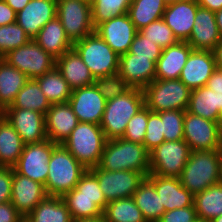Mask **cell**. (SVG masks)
<instances>
[{
    "label": "cell",
    "instance_id": "cell-1",
    "mask_svg": "<svg viewBox=\"0 0 222 222\" xmlns=\"http://www.w3.org/2000/svg\"><path fill=\"white\" fill-rule=\"evenodd\" d=\"M222 173V149L194 150L179 177L181 185L192 195L220 183Z\"/></svg>",
    "mask_w": 222,
    "mask_h": 222
},
{
    "label": "cell",
    "instance_id": "cell-2",
    "mask_svg": "<svg viewBox=\"0 0 222 222\" xmlns=\"http://www.w3.org/2000/svg\"><path fill=\"white\" fill-rule=\"evenodd\" d=\"M98 167L107 171L150 173L149 151L144 145L123 138L107 140Z\"/></svg>",
    "mask_w": 222,
    "mask_h": 222
},
{
    "label": "cell",
    "instance_id": "cell-3",
    "mask_svg": "<svg viewBox=\"0 0 222 222\" xmlns=\"http://www.w3.org/2000/svg\"><path fill=\"white\" fill-rule=\"evenodd\" d=\"M144 106V93L139 88H130L124 94L107 100L100 123L106 139L122 138L129 120Z\"/></svg>",
    "mask_w": 222,
    "mask_h": 222
},
{
    "label": "cell",
    "instance_id": "cell-4",
    "mask_svg": "<svg viewBox=\"0 0 222 222\" xmlns=\"http://www.w3.org/2000/svg\"><path fill=\"white\" fill-rule=\"evenodd\" d=\"M49 172L45 184L48 196H60L71 191L88 170L63 146L53 148L48 162Z\"/></svg>",
    "mask_w": 222,
    "mask_h": 222
},
{
    "label": "cell",
    "instance_id": "cell-5",
    "mask_svg": "<svg viewBox=\"0 0 222 222\" xmlns=\"http://www.w3.org/2000/svg\"><path fill=\"white\" fill-rule=\"evenodd\" d=\"M107 139L100 125L79 122L63 146L86 169L98 166Z\"/></svg>",
    "mask_w": 222,
    "mask_h": 222
},
{
    "label": "cell",
    "instance_id": "cell-6",
    "mask_svg": "<svg viewBox=\"0 0 222 222\" xmlns=\"http://www.w3.org/2000/svg\"><path fill=\"white\" fill-rule=\"evenodd\" d=\"M145 106L153 112L187 110L191 90L180 79H154L143 89Z\"/></svg>",
    "mask_w": 222,
    "mask_h": 222
},
{
    "label": "cell",
    "instance_id": "cell-7",
    "mask_svg": "<svg viewBox=\"0 0 222 222\" xmlns=\"http://www.w3.org/2000/svg\"><path fill=\"white\" fill-rule=\"evenodd\" d=\"M93 77L101 78L119 70V55L97 34L92 33L73 44Z\"/></svg>",
    "mask_w": 222,
    "mask_h": 222
},
{
    "label": "cell",
    "instance_id": "cell-8",
    "mask_svg": "<svg viewBox=\"0 0 222 222\" xmlns=\"http://www.w3.org/2000/svg\"><path fill=\"white\" fill-rule=\"evenodd\" d=\"M190 153L191 149L183 139L164 141L149 152L150 174L179 178Z\"/></svg>",
    "mask_w": 222,
    "mask_h": 222
},
{
    "label": "cell",
    "instance_id": "cell-9",
    "mask_svg": "<svg viewBox=\"0 0 222 222\" xmlns=\"http://www.w3.org/2000/svg\"><path fill=\"white\" fill-rule=\"evenodd\" d=\"M56 11V16L73 44L95 32L89 3L82 0H57Z\"/></svg>",
    "mask_w": 222,
    "mask_h": 222
},
{
    "label": "cell",
    "instance_id": "cell-10",
    "mask_svg": "<svg viewBox=\"0 0 222 222\" xmlns=\"http://www.w3.org/2000/svg\"><path fill=\"white\" fill-rule=\"evenodd\" d=\"M3 59L29 79L43 76L56 66V58L43 50L34 40L9 51Z\"/></svg>",
    "mask_w": 222,
    "mask_h": 222
},
{
    "label": "cell",
    "instance_id": "cell-11",
    "mask_svg": "<svg viewBox=\"0 0 222 222\" xmlns=\"http://www.w3.org/2000/svg\"><path fill=\"white\" fill-rule=\"evenodd\" d=\"M183 140L194 150L222 149V129L218 122L193 115L185 110Z\"/></svg>",
    "mask_w": 222,
    "mask_h": 222
},
{
    "label": "cell",
    "instance_id": "cell-12",
    "mask_svg": "<svg viewBox=\"0 0 222 222\" xmlns=\"http://www.w3.org/2000/svg\"><path fill=\"white\" fill-rule=\"evenodd\" d=\"M57 143L49 139L39 143L25 144L13 169L23 176L40 182L45 186L49 167L48 162Z\"/></svg>",
    "mask_w": 222,
    "mask_h": 222
},
{
    "label": "cell",
    "instance_id": "cell-13",
    "mask_svg": "<svg viewBox=\"0 0 222 222\" xmlns=\"http://www.w3.org/2000/svg\"><path fill=\"white\" fill-rule=\"evenodd\" d=\"M89 170L97 177L107 202L133 197L140 183L146 178L138 171H107L98 166Z\"/></svg>",
    "mask_w": 222,
    "mask_h": 222
},
{
    "label": "cell",
    "instance_id": "cell-14",
    "mask_svg": "<svg viewBox=\"0 0 222 222\" xmlns=\"http://www.w3.org/2000/svg\"><path fill=\"white\" fill-rule=\"evenodd\" d=\"M1 114L21 136L24 144L39 143L47 139L45 114L20 108H6Z\"/></svg>",
    "mask_w": 222,
    "mask_h": 222
},
{
    "label": "cell",
    "instance_id": "cell-15",
    "mask_svg": "<svg viewBox=\"0 0 222 222\" xmlns=\"http://www.w3.org/2000/svg\"><path fill=\"white\" fill-rule=\"evenodd\" d=\"M106 99L95 84L72 90L68 103L79 122L100 125L105 110Z\"/></svg>",
    "mask_w": 222,
    "mask_h": 222
},
{
    "label": "cell",
    "instance_id": "cell-16",
    "mask_svg": "<svg viewBox=\"0 0 222 222\" xmlns=\"http://www.w3.org/2000/svg\"><path fill=\"white\" fill-rule=\"evenodd\" d=\"M137 31L128 14L111 18L95 28V33L119 56L129 52Z\"/></svg>",
    "mask_w": 222,
    "mask_h": 222
},
{
    "label": "cell",
    "instance_id": "cell-17",
    "mask_svg": "<svg viewBox=\"0 0 222 222\" xmlns=\"http://www.w3.org/2000/svg\"><path fill=\"white\" fill-rule=\"evenodd\" d=\"M47 196L43 184L18 174L13 169L11 203L23 217H27Z\"/></svg>",
    "mask_w": 222,
    "mask_h": 222
},
{
    "label": "cell",
    "instance_id": "cell-18",
    "mask_svg": "<svg viewBox=\"0 0 222 222\" xmlns=\"http://www.w3.org/2000/svg\"><path fill=\"white\" fill-rule=\"evenodd\" d=\"M57 0H30L16 13V23L33 40L50 20L56 17Z\"/></svg>",
    "mask_w": 222,
    "mask_h": 222
},
{
    "label": "cell",
    "instance_id": "cell-19",
    "mask_svg": "<svg viewBox=\"0 0 222 222\" xmlns=\"http://www.w3.org/2000/svg\"><path fill=\"white\" fill-rule=\"evenodd\" d=\"M216 69L213 51L192 49L179 79L194 90L206 86Z\"/></svg>",
    "mask_w": 222,
    "mask_h": 222
},
{
    "label": "cell",
    "instance_id": "cell-20",
    "mask_svg": "<svg viewBox=\"0 0 222 222\" xmlns=\"http://www.w3.org/2000/svg\"><path fill=\"white\" fill-rule=\"evenodd\" d=\"M198 7L196 0H179L166 6L163 20L178 41L187 42L189 40Z\"/></svg>",
    "mask_w": 222,
    "mask_h": 222
},
{
    "label": "cell",
    "instance_id": "cell-21",
    "mask_svg": "<svg viewBox=\"0 0 222 222\" xmlns=\"http://www.w3.org/2000/svg\"><path fill=\"white\" fill-rule=\"evenodd\" d=\"M118 72L131 88L143 90L155 79L156 63L127 52L119 56Z\"/></svg>",
    "mask_w": 222,
    "mask_h": 222
},
{
    "label": "cell",
    "instance_id": "cell-22",
    "mask_svg": "<svg viewBox=\"0 0 222 222\" xmlns=\"http://www.w3.org/2000/svg\"><path fill=\"white\" fill-rule=\"evenodd\" d=\"M78 123V118L68 102L51 104L45 114L47 139L51 142L62 144Z\"/></svg>",
    "mask_w": 222,
    "mask_h": 222
},
{
    "label": "cell",
    "instance_id": "cell-23",
    "mask_svg": "<svg viewBox=\"0 0 222 222\" xmlns=\"http://www.w3.org/2000/svg\"><path fill=\"white\" fill-rule=\"evenodd\" d=\"M146 178L154 185L166 212L193 206L194 195L181 185L179 178L150 173Z\"/></svg>",
    "mask_w": 222,
    "mask_h": 222
},
{
    "label": "cell",
    "instance_id": "cell-24",
    "mask_svg": "<svg viewBox=\"0 0 222 222\" xmlns=\"http://www.w3.org/2000/svg\"><path fill=\"white\" fill-rule=\"evenodd\" d=\"M221 38L215 12L199 6L188 44L196 50L213 51Z\"/></svg>",
    "mask_w": 222,
    "mask_h": 222
},
{
    "label": "cell",
    "instance_id": "cell-25",
    "mask_svg": "<svg viewBox=\"0 0 222 222\" xmlns=\"http://www.w3.org/2000/svg\"><path fill=\"white\" fill-rule=\"evenodd\" d=\"M192 49L186 41H178L174 45L162 49L161 56L156 63L155 79H179Z\"/></svg>",
    "mask_w": 222,
    "mask_h": 222
},
{
    "label": "cell",
    "instance_id": "cell-26",
    "mask_svg": "<svg viewBox=\"0 0 222 222\" xmlns=\"http://www.w3.org/2000/svg\"><path fill=\"white\" fill-rule=\"evenodd\" d=\"M56 68L71 90L94 84L95 78L74 48L56 59Z\"/></svg>",
    "mask_w": 222,
    "mask_h": 222
},
{
    "label": "cell",
    "instance_id": "cell-27",
    "mask_svg": "<svg viewBox=\"0 0 222 222\" xmlns=\"http://www.w3.org/2000/svg\"><path fill=\"white\" fill-rule=\"evenodd\" d=\"M33 40L56 59L73 48L57 16L44 25Z\"/></svg>",
    "mask_w": 222,
    "mask_h": 222
},
{
    "label": "cell",
    "instance_id": "cell-28",
    "mask_svg": "<svg viewBox=\"0 0 222 222\" xmlns=\"http://www.w3.org/2000/svg\"><path fill=\"white\" fill-rule=\"evenodd\" d=\"M222 108V92L213 91L207 86L191 90L187 112L218 122Z\"/></svg>",
    "mask_w": 222,
    "mask_h": 222
},
{
    "label": "cell",
    "instance_id": "cell-29",
    "mask_svg": "<svg viewBox=\"0 0 222 222\" xmlns=\"http://www.w3.org/2000/svg\"><path fill=\"white\" fill-rule=\"evenodd\" d=\"M62 199L66 203L73 221L102 217L103 210L108 203L105 197L78 196L75 188L65 193Z\"/></svg>",
    "mask_w": 222,
    "mask_h": 222
},
{
    "label": "cell",
    "instance_id": "cell-30",
    "mask_svg": "<svg viewBox=\"0 0 222 222\" xmlns=\"http://www.w3.org/2000/svg\"><path fill=\"white\" fill-rule=\"evenodd\" d=\"M29 81L28 76L0 58V112L10 107L18 92Z\"/></svg>",
    "mask_w": 222,
    "mask_h": 222
},
{
    "label": "cell",
    "instance_id": "cell-31",
    "mask_svg": "<svg viewBox=\"0 0 222 222\" xmlns=\"http://www.w3.org/2000/svg\"><path fill=\"white\" fill-rule=\"evenodd\" d=\"M21 136L1 114L0 115V166L13 167L23 151Z\"/></svg>",
    "mask_w": 222,
    "mask_h": 222
},
{
    "label": "cell",
    "instance_id": "cell-32",
    "mask_svg": "<svg viewBox=\"0 0 222 222\" xmlns=\"http://www.w3.org/2000/svg\"><path fill=\"white\" fill-rule=\"evenodd\" d=\"M133 199L147 222H158L166 212L154 185L147 178L140 183Z\"/></svg>",
    "mask_w": 222,
    "mask_h": 222
},
{
    "label": "cell",
    "instance_id": "cell-33",
    "mask_svg": "<svg viewBox=\"0 0 222 222\" xmlns=\"http://www.w3.org/2000/svg\"><path fill=\"white\" fill-rule=\"evenodd\" d=\"M30 222H73L60 196H47L27 216Z\"/></svg>",
    "mask_w": 222,
    "mask_h": 222
},
{
    "label": "cell",
    "instance_id": "cell-34",
    "mask_svg": "<svg viewBox=\"0 0 222 222\" xmlns=\"http://www.w3.org/2000/svg\"><path fill=\"white\" fill-rule=\"evenodd\" d=\"M193 205L197 218L205 222L222 215V183L210 186L194 195Z\"/></svg>",
    "mask_w": 222,
    "mask_h": 222
},
{
    "label": "cell",
    "instance_id": "cell-35",
    "mask_svg": "<svg viewBox=\"0 0 222 222\" xmlns=\"http://www.w3.org/2000/svg\"><path fill=\"white\" fill-rule=\"evenodd\" d=\"M50 104L67 103L72 90L56 66L43 76L34 79Z\"/></svg>",
    "mask_w": 222,
    "mask_h": 222
},
{
    "label": "cell",
    "instance_id": "cell-36",
    "mask_svg": "<svg viewBox=\"0 0 222 222\" xmlns=\"http://www.w3.org/2000/svg\"><path fill=\"white\" fill-rule=\"evenodd\" d=\"M166 6L163 0H133L127 14L139 31L153 21L163 18Z\"/></svg>",
    "mask_w": 222,
    "mask_h": 222
},
{
    "label": "cell",
    "instance_id": "cell-37",
    "mask_svg": "<svg viewBox=\"0 0 222 222\" xmlns=\"http://www.w3.org/2000/svg\"><path fill=\"white\" fill-rule=\"evenodd\" d=\"M102 218L104 222H147L133 197L108 202Z\"/></svg>",
    "mask_w": 222,
    "mask_h": 222
},
{
    "label": "cell",
    "instance_id": "cell-38",
    "mask_svg": "<svg viewBox=\"0 0 222 222\" xmlns=\"http://www.w3.org/2000/svg\"><path fill=\"white\" fill-rule=\"evenodd\" d=\"M50 107L51 104L41 91L38 83L34 79H29L18 92L13 104L8 108L29 109L46 114Z\"/></svg>",
    "mask_w": 222,
    "mask_h": 222
},
{
    "label": "cell",
    "instance_id": "cell-39",
    "mask_svg": "<svg viewBox=\"0 0 222 222\" xmlns=\"http://www.w3.org/2000/svg\"><path fill=\"white\" fill-rule=\"evenodd\" d=\"M132 1L133 0H94L91 4L94 28L111 18L127 14Z\"/></svg>",
    "mask_w": 222,
    "mask_h": 222
},
{
    "label": "cell",
    "instance_id": "cell-40",
    "mask_svg": "<svg viewBox=\"0 0 222 222\" xmlns=\"http://www.w3.org/2000/svg\"><path fill=\"white\" fill-rule=\"evenodd\" d=\"M30 40L25 30L16 22L0 26V58L9 51L27 44Z\"/></svg>",
    "mask_w": 222,
    "mask_h": 222
},
{
    "label": "cell",
    "instance_id": "cell-41",
    "mask_svg": "<svg viewBox=\"0 0 222 222\" xmlns=\"http://www.w3.org/2000/svg\"><path fill=\"white\" fill-rule=\"evenodd\" d=\"M139 32L154 44H158L161 49L174 45L178 40L173 31L167 26L163 18L153 21L143 27Z\"/></svg>",
    "mask_w": 222,
    "mask_h": 222
},
{
    "label": "cell",
    "instance_id": "cell-42",
    "mask_svg": "<svg viewBox=\"0 0 222 222\" xmlns=\"http://www.w3.org/2000/svg\"><path fill=\"white\" fill-rule=\"evenodd\" d=\"M158 113L162 120V133L164 134L165 141L182 140L184 138L183 123L185 111L168 110Z\"/></svg>",
    "mask_w": 222,
    "mask_h": 222
},
{
    "label": "cell",
    "instance_id": "cell-43",
    "mask_svg": "<svg viewBox=\"0 0 222 222\" xmlns=\"http://www.w3.org/2000/svg\"><path fill=\"white\" fill-rule=\"evenodd\" d=\"M94 84L106 100L120 96L131 88L119 72L96 78Z\"/></svg>",
    "mask_w": 222,
    "mask_h": 222
},
{
    "label": "cell",
    "instance_id": "cell-44",
    "mask_svg": "<svg viewBox=\"0 0 222 222\" xmlns=\"http://www.w3.org/2000/svg\"><path fill=\"white\" fill-rule=\"evenodd\" d=\"M148 121V108L144 106L127 123L123 139L143 145Z\"/></svg>",
    "mask_w": 222,
    "mask_h": 222
},
{
    "label": "cell",
    "instance_id": "cell-45",
    "mask_svg": "<svg viewBox=\"0 0 222 222\" xmlns=\"http://www.w3.org/2000/svg\"><path fill=\"white\" fill-rule=\"evenodd\" d=\"M164 141L165 137L162 133V120L160 114L148 108V121L143 145L150 152Z\"/></svg>",
    "mask_w": 222,
    "mask_h": 222
},
{
    "label": "cell",
    "instance_id": "cell-46",
    "mask_svg": "<svg viewBox=\"0 0 222 222\" xmlns=\"http://www.w3.org/2000/svg\"><path fill=\"white\" fill-rule=\"evenodd\" d=\"M129 52L135 54L136 57L149 58L151 61L157 63L161 56L162 49L158 44H154L151 40L146 39L137 31Z\"/></svg>",
    "mask_w": 222,
    "mask_h": 222
},
{
    "label": "cell",
    "instance_id": "cell-47",
    "mask_svg": "<svg viewBox=\"0 0 222 222\" xmlns=\"http://www.w3.org/2000/svg\"><path fill=\"white\" fill-rule=\"evenodd\" d=\"M75 189L78 196L104 197L97 177L89 169L81 176Z\"/></svg>",
    "mask_w": 222,
    "mask_h": 222
},
{
    "label": "cell",
    "instance_id": "cell-48",
    "mask_svg": "<svg viewBox=\"0 0 222 222\" xmlns=\"http://www.w3.org/2000/svg\"><path fill=\"white\" fill-rule=\"evenodd\" d=\"M197 214L194 205L165 212L158 222H194Z\"/></svg>",
    "mask_w": 222,
    "mask_h": 222
},
{
    "label": "cell",
    "instance_id": "cell-49",
    "mask_svg": "<svg viewBox=\"0 0 222 222\" xmlns=\"http://www.w3.org/2000/svg\"><path fill=\"white\" fill-rule=\"evenodd\" d=\"M13 167L0 166V203L11 202Z\"/></svg>",
    "mask_w": 222,
    "mask_h": 222
},
{
    "label": "cell",
    "instance_id": "cell-50",
    "mask_svg": "<svg viewBox=\"0 0 222 222\" xmlns=\"http://www.w3.org/2000/svg\"><path fill=\"white\" fill-rule=\"evenodd\" d=\"M22 218L11 202L0 203V222H19Z\"/></svg>",
    "mask_w": 222,
    "mask_h": 222
},
{
    "label": "cell",
    "instance_id": "cell-51",
    "mask_svg": "<svg viewBox=\"0 0 222 222\" xmlns=\"http://www.w3.org/2000/svg\"><path fill=\"white\" fill-rule=\"evenodd\" d=\"M14 22H16V12L4 0H0V26Z\"/></svg>",
    "mask_w": 222,
    "mask_h": 222
},
{
    "label": "cell",
    "instance_id": "cell-52",
    "mask_svg": "<svg viewBox=\"0 0 222 222\" xmlns=\"http://www.w3.org/2000/svg\"><path fill=\"white\" fill-rule=\"evenodd\" d=\"M206 86L213 91L222 92V70L216 69L209 80L207 81Z\"/></svg>",
    "mask_w": 222,
    "mask_h": 222
},
{
    "label": "cell",
    "instance_id": "cell-53",
    "mask_svg": "<svg viewBox=\"0 0 222 222\" xmlns=\"http://www.w3.org/2000/svg\"><path fill=\"white\" fill-rule=\"evenodd\" d=\"M200 7L216 12L222 9V0H196Z\"/></svg>",
    "mask_w": 222,
    "mask_h": 222
},
{
    "label": "cell",
    "instance_id": "cell-54",
    "mask_svg": "<svg viewBox=\"0 0 222 222\" xmlns=\"http://www.w3.org/2000/svg\"><path fill=\"white\" fill-rule=\"evenodd\" d=\"M16 13L21 11L30 0H4Z\"/></svg>",
    "mask_w": 222,
    "mask_h": 222
},
{
    "label": "cell",
    "instance_id": "cell-55",
    "mask_svg": "<svg viewBox=\"0 0 222 222\" xmlns=\"http://www.w3.org/2000/svg\"><path fill=\"white\" fill-rule=\"evenodd\" d=\"M213 54L215 57L216 68L222 70V38L221 41L215 46Z\"/></svg>",
    "mask_w": 222,
    "mask_h": 222
},
{
    "label": "cell",
    "instance_id": "cell-56",
    "mask_svg": "<svg viewBox=\"0 0 222 222\" xmlns=\"http://www.w3.org/2000/svg\"><path fill=\"white\" fill-rule=\"evenodd\" d=\"M215 20H216L217 27L222 37V9L215 12Z\"/></svg>",
    "mask_w": 222,
    "mask_h": 222
},
{
    "label": "cell",
    "instance_id": "cell-57",
    "mask_svg": "<svg viewBox=\"0 0 222 222\" xmlns=\"http://www.w3.org/2000/svg\"><path fill=\"white\" fill-rule=\"evenodd\" d=\"M73 222H104L103 218H94V219H80V220H74Z\"/></svg>",
    "mask_w": 222,
    "mask_h": 222
},
{
    "label": "cell",
    "instance_id": "cell-58",
    "mask_svg": "<svg viewBox=\"0 0 222 222\" xmlns=\"http://www.w3.org/2000/svg\"><path fill=\"white\" fill-rule=\"evenodd\" d=\"M218 124L220 125L222 129V108L219 111Z\"/></svg>",
    "mask_w": 222,
    "mask_h": 222
},
{
    "label": "cell",
    "instance_id": "cell-59",
    "mask_svg": "<svg viewBox=\"0 0 222 222\" xmlns=\"http://www.w3.org/2000/svg\"><path fill=\"white\" fill-rule=\"evenodd\" d=\"M210 222H222V215L213 218Z\"/></svg>",
    "mask_w": 222,
    "mask_h": 222
},
{
    "label": "cell",
    "instance_id": "cell-60",
    "mask_svg": "<svg viewBox=\"0 0 222 222\" xmlns=\"http://www.w3.org/2000/svg\"><path fill=\"white\" fill-rule=\"evenodd\" d=\"M164 1V3L166 4V5H170V4H173V3H175V2H178L179 0H163Z\"/></svg>",
    "mask_w": 222,
    "mask_h": 222
},
{
    "label": "cell",
    "instance_id": "cell-61",
    "mask_svg": "<svg viewBox=\"0 0 222 222\" xmlns=\"http://www.w3.org/2000/svg\"><path fill=\"white\" fill-rule=\"evenodd\" d=\"M19 222H30L27 217H23Z\"/></svg>",
    "mask_w": 222,
    "mask_h": 222
},
{
    "label": "cell",
    "instance_id": "cell-62",
    "mask_svg": "<svg viewBox=\"0 0 222 222\" xmlns=\"http://www.w3.org/2000/svg\"><path fill=\"white\" fill-rule=\"evenodd\" d=\"M82 1L87 2V3H89L91 5L94 0H82Z\"/></svg>",
    "mask_w": 222,
    "mask_h": 222
},
{
    "label": "cell",
    "instance_id": "cell-63",
    "mask_svg": "<svg viewBox=\"0 0 222 222\" xmlns=\"http://www.w3.org/2000/svg\"><path fill=\"white\" fill-rule=\"evenodd\" d=\"M194 222H205V221L200 220V219H197V220H196V221H194Z\"/></svg>",
    "mask_w": 222,
    "mask_h": 222
}]
</instances>
